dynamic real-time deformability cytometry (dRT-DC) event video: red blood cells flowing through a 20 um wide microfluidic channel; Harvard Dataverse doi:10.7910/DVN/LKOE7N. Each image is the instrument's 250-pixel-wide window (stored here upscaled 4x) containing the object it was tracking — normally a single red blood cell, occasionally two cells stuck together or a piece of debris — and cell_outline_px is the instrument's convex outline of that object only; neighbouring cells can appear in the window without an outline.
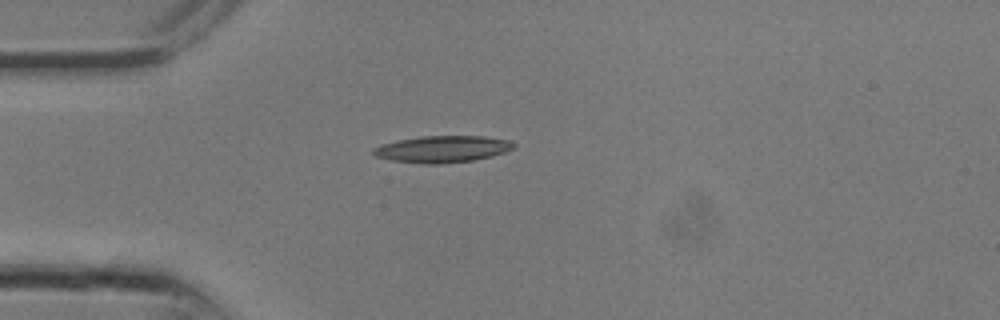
{"species": "common noctule bat (a hibernating species)", "species_latin": "Nyctalus noctula", "temperature_condition": "room temperature", "stored_images_in_passage": 5, "camera_frame_rate_fps": 3000, "um_per_image_px": 0.085, "animal": {"sex": "male", "body_mass_g": 13.3}, "frame": {"image": 1, "passage_image": 1, "time_ms": 0.0, "image_size_px": [1000, 320], "cell_outline_px": [[516, 148], [492, 156], [472, 160], [436, 164], [424, 164], [392, 160], [376, 156], [372, 152], [372, 148], [380, 144], [396, 140], [420, 136], [484, 136], [512, 140], [516, 144]], "centroid_in_image_um": [37.62, 12.66], "position_along_channel_um": 47.4, "area_um2": 22.02}}
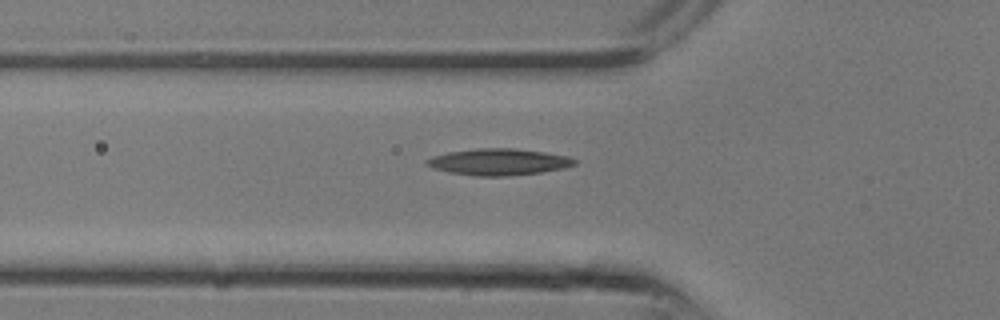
{"frame": {"image": 2, "passage_image": 3, "time_ms": 0.667, "image_size_px": [1000, 320], "cell_outline_px": [[580, 160], [576, 164], [564, 168], [540, 172], [508, 176], [476, 176], [448, 172], [432, 168], [424, 164], [424, 160], [432, 156], [448, 152], [476, 148], [512, 148], [544, 152], [568, 156]], "centroid_in_image_um": [42.37, 13.76], "position_along_channel_um": 83.4, "area_um2": 23.06}}
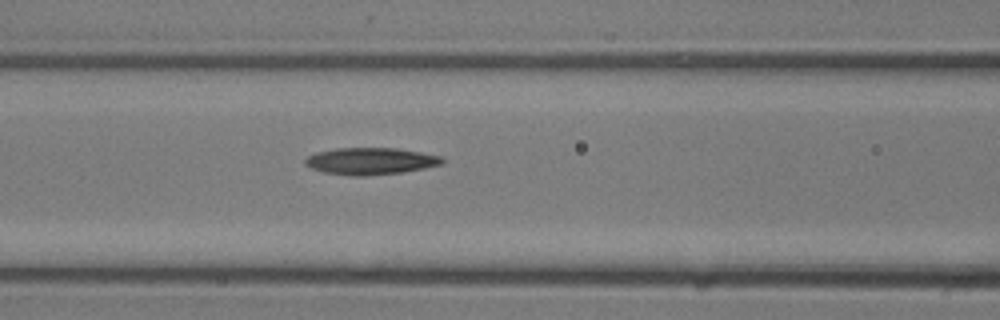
{"frame": {"image": 3, "passage_image": 5, "time_ms": 1.333, "image_size_px": [1000, 320], "cell_outline_px": [[444, 164], [404, 172], [364, 176], [352, 176], [324, 172], [312, 168], [304, 164], [304, 160], [308, 156], [316, 152], [336, 148], [396, 148], [420, 152], [440, 156], [444, 160]], "centroid_in_image_um": [31.49, 13.69], "position_along_channel_um": 135.1, "area_um2": 21.5}}